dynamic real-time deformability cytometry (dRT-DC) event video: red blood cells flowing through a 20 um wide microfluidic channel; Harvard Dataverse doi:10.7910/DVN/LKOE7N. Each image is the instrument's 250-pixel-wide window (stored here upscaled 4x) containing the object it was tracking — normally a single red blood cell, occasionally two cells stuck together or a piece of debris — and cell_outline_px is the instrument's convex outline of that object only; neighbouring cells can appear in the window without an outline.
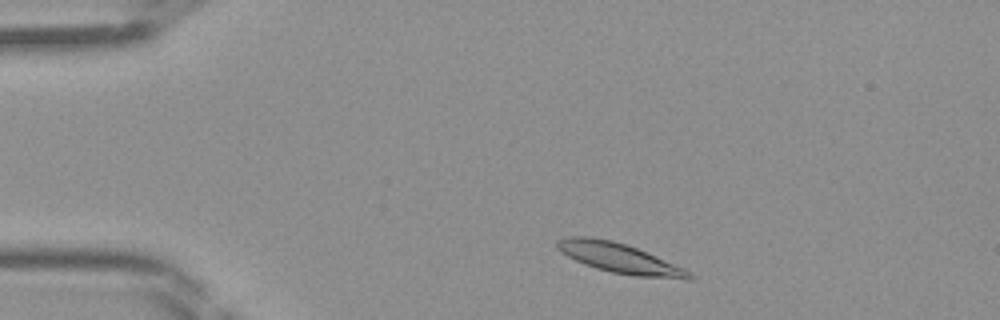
{"species": "Egyptian fruit bat (a non-hibernating species)", "species_latin": "Rousettus aegyptiacus", "temperature_condition": "room temperature", "stored_images_in_passage": 40, "camera_frame_rate_fps": 3000, "um_per_image_px": 0.085, "frame": {"image": 1, "passage_image": 3, "time_ms": 0.667, "image_size_px": [1000, 320], "cell_outline_px": [[696, 280], [688, 280], [636, 276], [612, 272], [596, 268], [584, 264], [568, 256], [556, 248], [556, 240], [564, 236], [588, 236], [612, 240], [636, 248], [684, 268], [692, 272], [696, 276]], "centroid_in_image_um": [52.68, 21.95], "position_along_channel_um": 32.3, "area_um2": 23.06}}
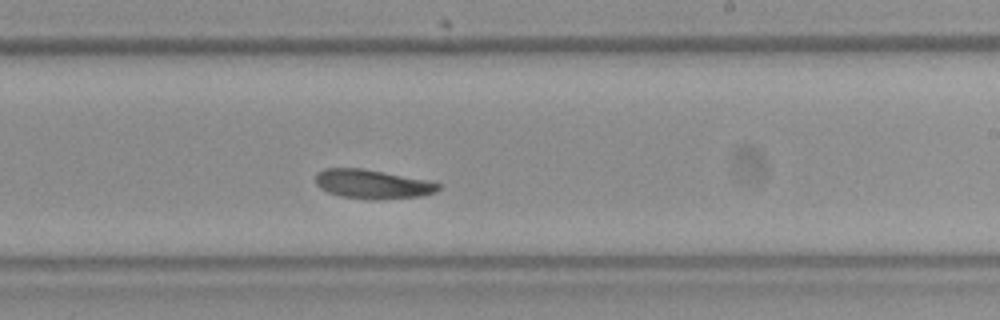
{"frame": {"image": 2, "passage_image": 22, "time_ms": 7.0, "image_size_px": [1000, 320], "cell_outline_px": [[440, 188], [436, 192], [424, 196], [380, 200], [372, 200], [340, 196], [328, 192], [320, 188], [316, 184], [316, 172], [324, 168], [360, 168], [428, 180], [440, 184]], "centroid_in_image_um": [31.66, 15.66], "position_along_channel_um": 257.3, "area_um2": 20.98}}
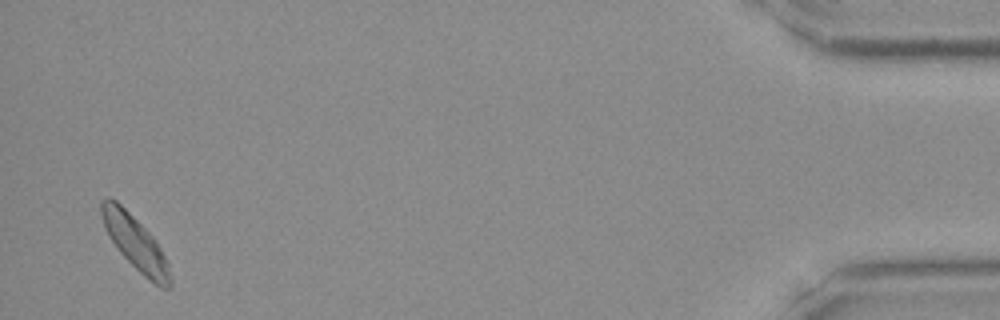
{"frame": {"image": 3, "passage_image": 39, "time_ms": 12.667, "image_size_px": [1000, 320], "cell_outline_px": [[172, 284], [168, 288], [160, 288], [144, 276], [120, 252], [104, 228], [100, 216], [100, 200], [104, 196], [108, 196], [116, 200], [156, 240], [168, 260], [172, 280]], "centroid_in_image_um": [11.5, 20.64], "position_along_channel_um": 423.7, "area_um2": 21.56}}